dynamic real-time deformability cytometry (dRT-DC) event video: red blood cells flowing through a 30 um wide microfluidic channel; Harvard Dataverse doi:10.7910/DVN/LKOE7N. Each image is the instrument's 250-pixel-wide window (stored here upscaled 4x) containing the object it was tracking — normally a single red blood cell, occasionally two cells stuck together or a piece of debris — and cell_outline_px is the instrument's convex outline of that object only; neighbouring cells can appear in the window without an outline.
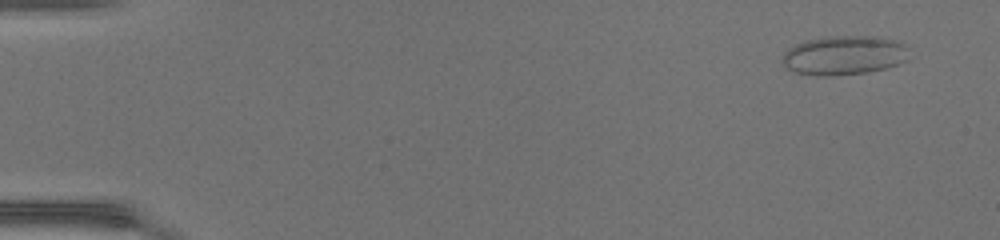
{"species": "common noctule bat (a hibernating species)", "species_latin": "Nyctalus noctula", "temperature_condition": "warm", "stored_images_in_passage": 48, "camera_frame_rate_fps": 3000, "um_per_image_px": 0.085, "animal": {"sex": "female", "body_mass_g": 17.0, "forearm_length_mm": 48.0}, "frame": {"image": 1, "passage_image": 3, "time_ms": 0.667, "image_size_px": [1000, 240], "cell_outline_px": [[908, 60], [888, 68], [864, 72], [832, 76], [820, 76], [796, 72], [788, 68], [780, 60], [780, 56], [788, 48], [796, 44], [808, 40], [828, 36], [876, 36], [908, 44]], "centroid_in_image_um": [71.76, 4.7], "position_along_channel_um": 13.2, "area_um2": 29.13}}
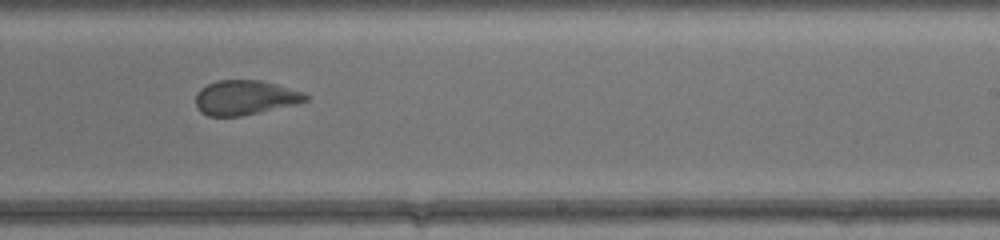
{"frame": {"image": 2, "passage_image": 31, "time_ms": 10.0, "image_size_px": [1000, 240], "cell_outline_px": [[308, 100], [296, 104], [240, 116], [208, 116], [200, 112], [196, 108], [196, 92], [200, 88], [208, 84], [220, 80], [260, 80], [276, 84], [304, 92], [308, 96]], "centroid_in_image_um": [20.81, 8.29], "position_along_channel_um": 268.2, "area_um2": 22.14}}
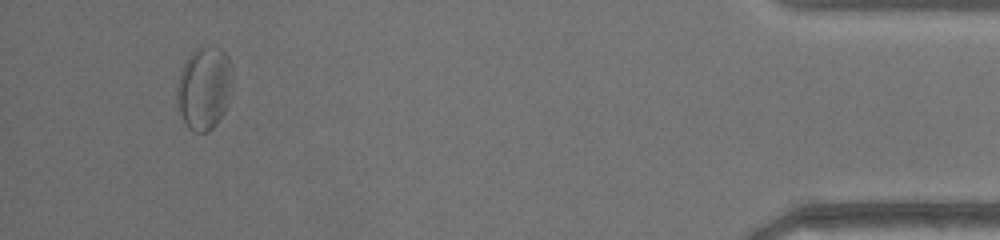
{"frame": {"image": 3, "passage_image": 46, "time_ms": 15.0, "image_size_px": [1000, 240], "cell_outline_px": [[232, 76], [228, 104], [220, 120], [208, 132], [192, 132], [188, 128], [180, 116], [176, 108], [176, 80], [180, 68], [188, 56], [196, 48], [220, 48], [228, 56], [232, 64]], "centroid_in_image_um": [17.31, 7.52], "position_along_channel_um": 417.9, "area_um2": 27.51}, "authors_computed_cell_mechanics": {"area_um2": 23.7558, "velocity_mm_per_s": 4.3218, "shape_relaxation_time_tau1_ms": 2.8951, "shape_relaxation_time_tau2_ms": 1.1539, "deformation_change_tau1": 0.1016, "deformation_change_tau2": 0.0735}}